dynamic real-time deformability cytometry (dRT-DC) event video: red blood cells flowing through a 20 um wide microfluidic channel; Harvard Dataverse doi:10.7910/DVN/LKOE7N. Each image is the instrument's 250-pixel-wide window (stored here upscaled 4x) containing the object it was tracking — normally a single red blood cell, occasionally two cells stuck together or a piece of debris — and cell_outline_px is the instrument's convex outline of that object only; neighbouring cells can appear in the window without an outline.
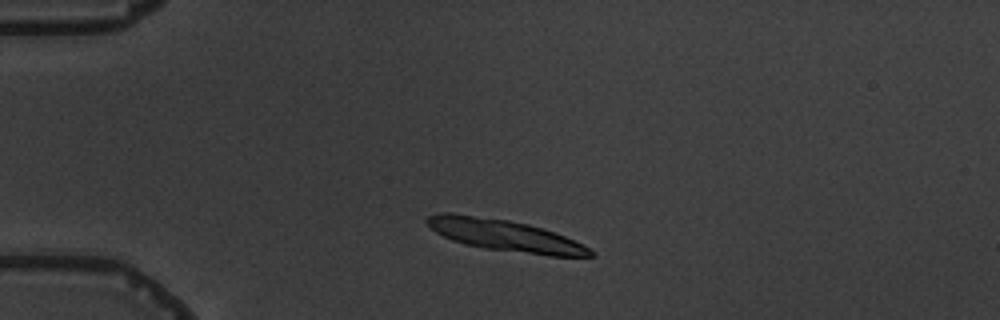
{"species": "common noctule bat (a hibernating species)", "species_latin": "Nyctalus noctula", "temperature_condition": "warm", "stored_images_in_passage": 3, "camera_frame_rate_fps": 3000, "um_per_image_px": 0.085, "animal": {"sex": "male", "body_mass_g": 19.5, "forearm_length_mm": 54.6}, "frame": {"image": 1, "passage_image": 1, "time_ms": 0.0, "image_size_px": [1000, 320], "cell_outline_px": [[596, 256], [548, 256], [484, 248], [464, 244], [452, 240], [436, 232], [424, 220], [428, 216], [436, 212], [452, 212], [508, 220], [528, 224], [564, 236], [588, 248]], "centroid_in_image_um": [42.83, 20.0], "position_along_channel_um": 42.2, "area_um2": 29.71}}